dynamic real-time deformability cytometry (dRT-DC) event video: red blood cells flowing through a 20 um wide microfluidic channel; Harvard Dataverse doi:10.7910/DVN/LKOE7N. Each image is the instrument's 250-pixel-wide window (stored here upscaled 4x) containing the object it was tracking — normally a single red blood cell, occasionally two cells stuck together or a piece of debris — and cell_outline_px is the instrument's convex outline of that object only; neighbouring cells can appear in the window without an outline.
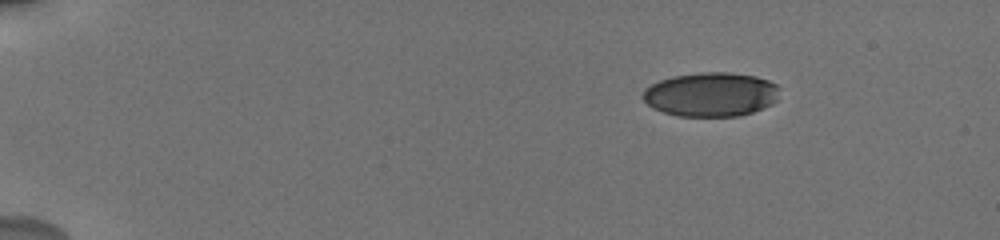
{"species": "human", "species_latin": "Homo sapiens", "temperature_condition": "cold", "stored_images_in_passage": 18, "camera_frame_rate_fps": 3000, "um_per_image_px": 0.085, "donor": {"sex": "male"}, "frame": {"image": 1, "passage_image": 1, "time_ms": 0.0, "image_size_px": [1000, 240], "cell_outline_px": [[780, 88], [776, 100], [772, 104], [752, 112], [740, 116], [676, 116], [652, 108], [640, 96], [644, 88], [660, 80], [672, 76], [700, 72], [728, 72], [756, 76], [768, 80], [776, 84]], "centroid_in_image_um": [60.41, 8.02], "position_along_channel_um": 24.6, "area_um2": 35.43}}
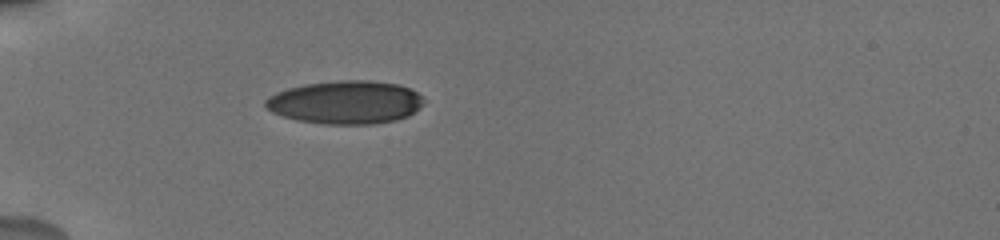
{"frame": {"image": 2, "passage_image": 13, "time_ms": 3.333, "image_size_px": [1000, 240], "cell_outline_px": [[424, 104], [420, 108], [408, 116], [396, 120], [372, 124], [324, 124], [296, 120], [272, 112], [264, 104], [264, 100], [268, 96], [276, 92], [288, 88], [308, 84], [344, 80], [368, 80], [400, 84], [424, 96]], "centroid_in_image_um": [29.4, 8.7], "position_along_channel_um": 55.6, "area_um2": 39.94}}
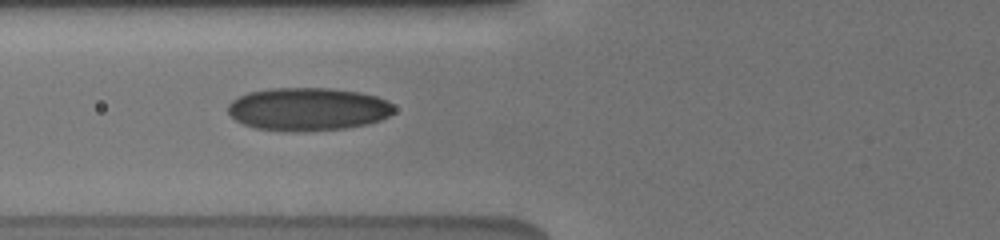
{"frame": {"image": 3, "passage_image": 17, "time_ms": 5.0, "image_size_px": [1000, 240], "cell_outline_px": [[396, 112], [380, 120], [368, 124], [348, 128], [296, 132], [288, 132], [256, 128], [244, 124], [236, 120], [228, 112], [228, 104], [232, 100], [248, 92], [268, 88], [332, 88], [360, 92], [376, 96], [388, 100], [396, 108]], "centroid_in_image_um": [26.21, 9.28], "position_along_channel_um": 99.6, "area_um2": 42.08}}